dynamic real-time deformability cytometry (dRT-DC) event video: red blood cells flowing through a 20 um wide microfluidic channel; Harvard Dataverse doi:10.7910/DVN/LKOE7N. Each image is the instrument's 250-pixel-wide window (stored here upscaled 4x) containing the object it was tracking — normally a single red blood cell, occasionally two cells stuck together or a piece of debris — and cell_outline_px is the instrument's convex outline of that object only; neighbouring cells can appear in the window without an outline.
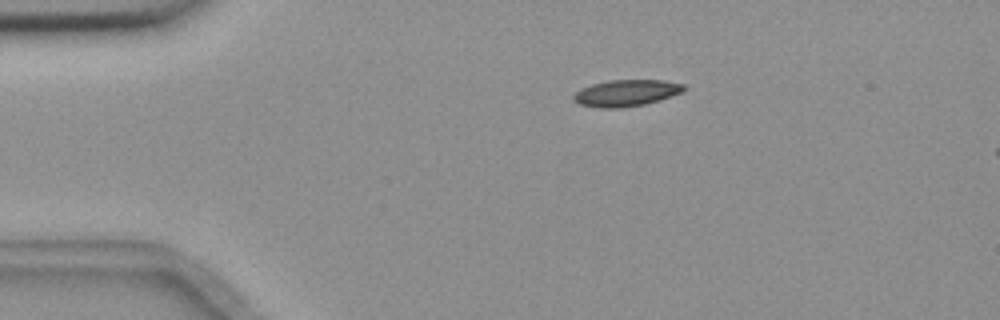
{"species": "common noctule bat (a hibernating species)", "species_latin": "Nyctalus noctula", "temperature_condition": "room temperature", "stored_images_in_passage": 7, "camera_frame_rate_fps": 3000, "um_per_image_px": 0.085, "animal": {"sex": "female", "body_mass_g": 18.4}, "frame": {"image": 1, "passage_image": 1, "time_ms": 0.0, "image_size_px": [1000, 320], "cell_outline_px": [[688, 88], [684, 92], [644, 104], [620, 108], [600, 108], [580, 104], [572, 100], [572, 96], [580, 88], [592, 84], [608, 80], [664, 80], [684, 84]], "centroid_in_image_um": [53.23, 7.9], "position_along_channel_um": 31.8, "area_um2": 17.17}}